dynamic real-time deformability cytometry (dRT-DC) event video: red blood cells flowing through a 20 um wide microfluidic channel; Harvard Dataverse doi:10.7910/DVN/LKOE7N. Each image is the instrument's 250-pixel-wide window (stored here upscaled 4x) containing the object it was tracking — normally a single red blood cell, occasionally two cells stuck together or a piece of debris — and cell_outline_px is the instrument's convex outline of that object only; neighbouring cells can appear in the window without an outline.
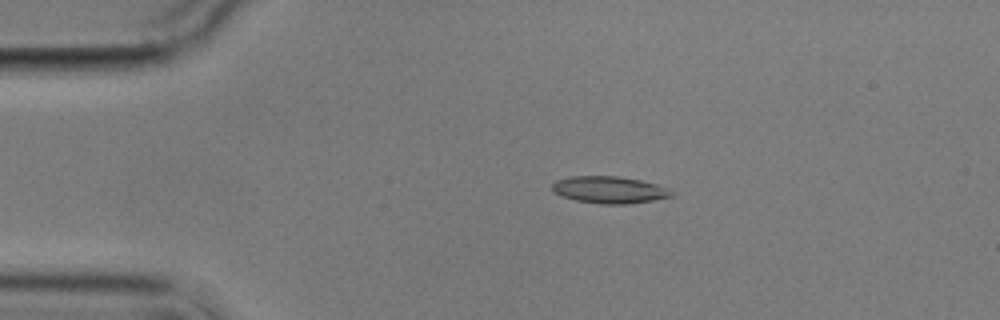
{"species": "common noctule bat (a hibernating species)", "species_latin": "Nyctalus noctula", "temperature_condition": "cold", "stored_images_in_passage": 13, "camera_frame_rate_fps": 3000, "um_per_image_px": 0.085, "animal": {"sex": "male", "body_mass_g": 17.9}, "frame": {"image": 1, "passage_image": 2, "time_ms": 1.333, "image_size_px": [1000, 320], "cell_outline_px": [[676, 192], [672, 196], [652, 200], [624, 204], [600, 204], [576, 200], [564, 196], [556, 192], [552, 188], [552, 184], [556, 180], [572, 176], [616, 176], [640, 180], [656, 184], [668, 188]], "centroid_in_image_um": [51.83, 16.13], "position_along_channel_um": 33.2, "area_um2": 18.55}}
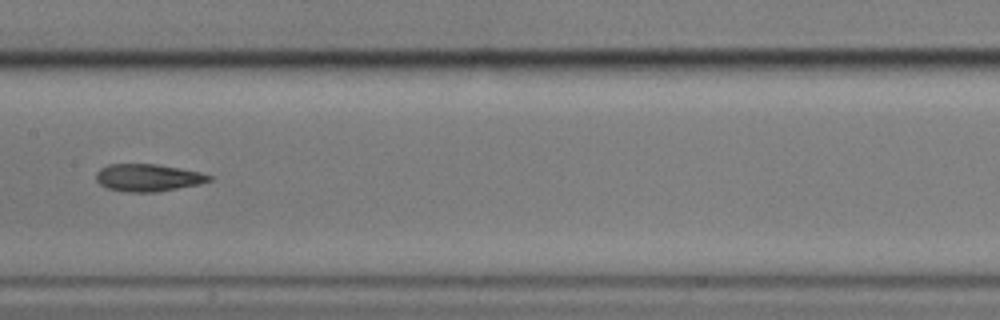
{"frame": {"image": 2, "passage_image": 6, "time_ms": 7.0, "image_size_px": [1000, 320], "cell_outline_px": [[212, 180], [200, 184], [156, 192], [128, 192], [108, 188], [100, 184], [96, 180], [96, 172], [100, 168], [108, 164], [156, 164], [180, 168], [200, 172], [212, 176]], "centroid_in_image_um": [12.58, 15.1], "position_along_channel_um": 194.8, "area_um2": 18.03}}
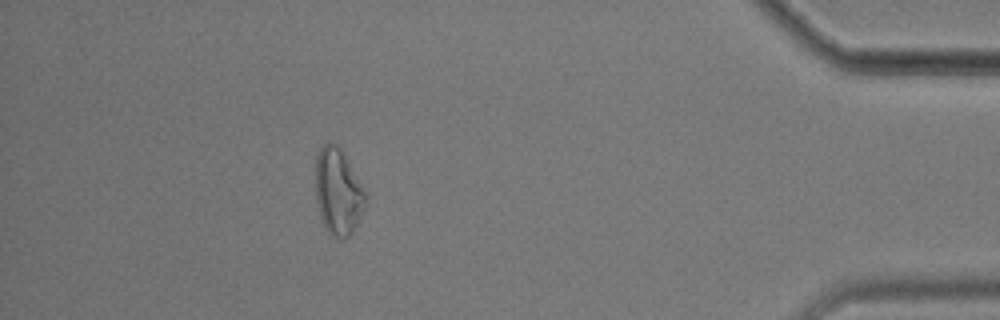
{"frame": {"image": 3, "passage_image": 12, "time_ms": 14.333, "image_size_px": [1000, 320], "cell_outline_px": [[368, 200], [356, 228], [344, 240], [336, 240], [324, 228], [320, 220], [316, 200], [316, 156], [320, 148], [324, 144], [336, 144], [340, 148], [364, 188], [368, 196]], "centroid_in_image_um": [28.75, 16.38], "position_along_channel_um": 406.5, "area_um2": 25.55}, "authors_computed_cell_mechanics": {"area_um2": 18.4382, "velocity_mm_per_s": 3.5696, "shape_relaxation_time_tau1_ms": 10.2416, "shape_relaxation_time_tau2_ms": 4.8356, "deformation_change_tau1": 0.225, "deformation_change_tau2": 0.1344}}